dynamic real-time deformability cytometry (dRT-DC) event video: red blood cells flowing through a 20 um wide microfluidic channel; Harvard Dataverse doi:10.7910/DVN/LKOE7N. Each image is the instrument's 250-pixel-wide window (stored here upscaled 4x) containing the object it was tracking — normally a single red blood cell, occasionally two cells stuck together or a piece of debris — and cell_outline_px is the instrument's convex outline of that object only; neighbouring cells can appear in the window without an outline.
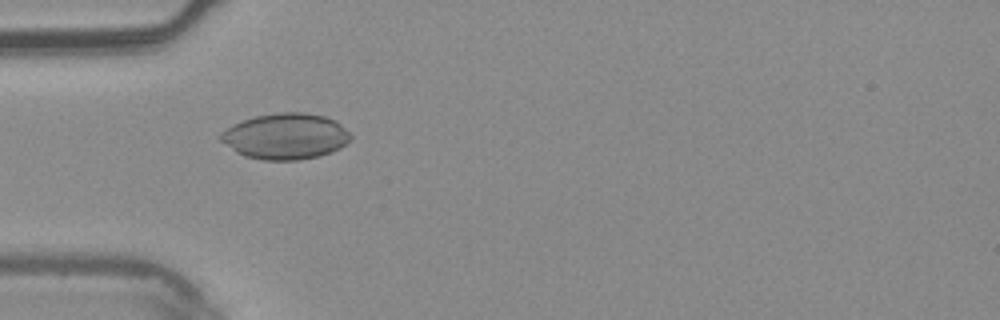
{"species": "common noctule bat (a hibernating species)", "species_latin": "Nyctalus noctula", "temperature_condition": "warm", "stored_images_in_passage": 2, "camera_frame_rate_fps": 3000, "um_per_image_px": 0.085, "animal": {"sex": "male", "body_mass_g": 20.4}, "frame": {"image": 1, "passage_image": 1, "time_ms": 0.0, "image_size_px": [1000, 320], "cell_outline_px": [[352, 140], [340, 148], [320, 156], [296, 160], [264, 160], [244, 156], [236, 152], [220, 140], [220, 132], [244, 120], [256, 116], [280, 112], [304, 112], [324, 116], [336, 120], [352, 136]], "centroid_in_image_um": [24.3, 11.59], "position_along_channel_um": 60.7, "area_um2": 34.68}}